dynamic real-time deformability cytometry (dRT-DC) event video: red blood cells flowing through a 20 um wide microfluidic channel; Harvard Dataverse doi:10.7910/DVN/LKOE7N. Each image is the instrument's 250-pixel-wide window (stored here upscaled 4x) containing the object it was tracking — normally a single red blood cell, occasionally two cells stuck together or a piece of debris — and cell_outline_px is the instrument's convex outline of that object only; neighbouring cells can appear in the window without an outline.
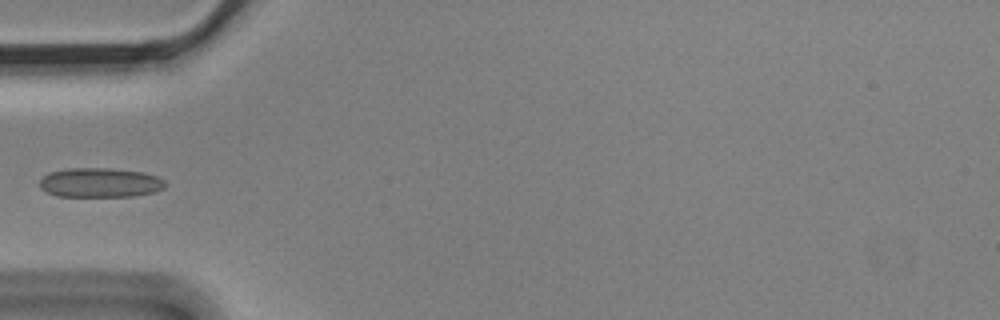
{"species": "Egyptian fruit bat (a non-hibernating species)", "species_latin": "Rousettus aegyptiacus", "temperature_condition": "cold", "stored_images_in_passage": 8, "camera_frame_rate_fps": 3000, "um_per_image_px": 0.085, "animal": {"sex": "male"}, "frame": {"image": 1, "passage_image": 4, "time_ms": 1.0, "image_size_px": [1000, 320], "cell_outline_px": [[168, 184], [164, 188], [156, 192], [132, 196], [56, 196], [40, 188], [40, 180], [48, 172], [68, 168], [112, 168], [144, 172], [156, 176], [164, 180]], "centroid_in_image_um": [8.53, 15.52], "position_along_channel_um": 76.5, "area_um2": 21.73}}
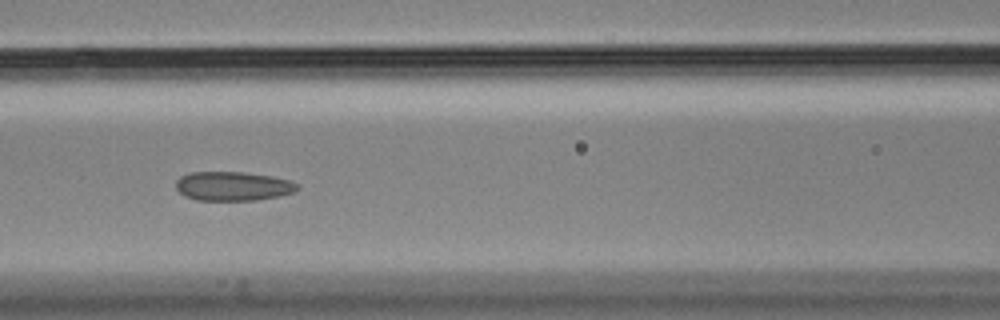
{"frame": {"image": 2, "passage_image": 6, "time_ms": 1.667, "image_size_px": [1000, 320], "cell_outline_px": [[300, 184], [292, 192], [276, 196], [256, 200], [196, 200], [184, 196], [176, 188], [176, 180], [180, 176], [188, 172], [244, 172], [272, 176], [288, 180]], "centroid_in_image_um": [19.74, 15.81], "position_along_channel_um": 146.9, "area_um2": 20.52}}
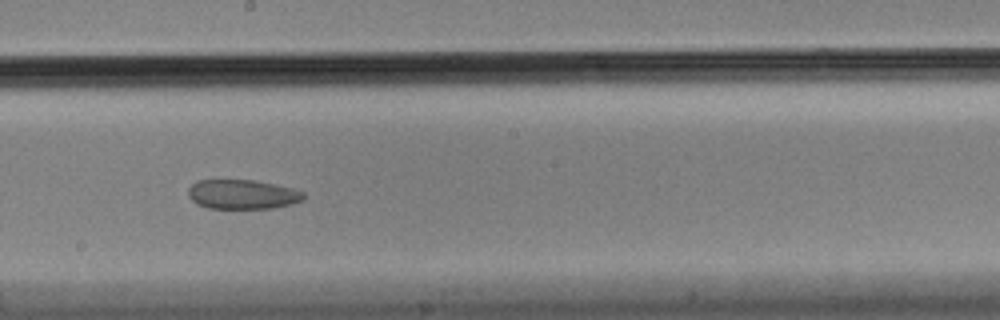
{"frame": {"image": 3, "passage_image": 8, "time_ms": 2.333, "image_size_px": [1000, 320], "cell_outline_px": [[304, 200], [292, 204], [272, 208], [208, 208], [196, 204], [188, 196], [188, 188], [196, 180], [252, 180], [276, 184], [292, 188], [304, 192]], "centroid_in_image_um": [20.6, 16.52], "position_along_channel_um": 227.6, "area_um2": 19.88}}